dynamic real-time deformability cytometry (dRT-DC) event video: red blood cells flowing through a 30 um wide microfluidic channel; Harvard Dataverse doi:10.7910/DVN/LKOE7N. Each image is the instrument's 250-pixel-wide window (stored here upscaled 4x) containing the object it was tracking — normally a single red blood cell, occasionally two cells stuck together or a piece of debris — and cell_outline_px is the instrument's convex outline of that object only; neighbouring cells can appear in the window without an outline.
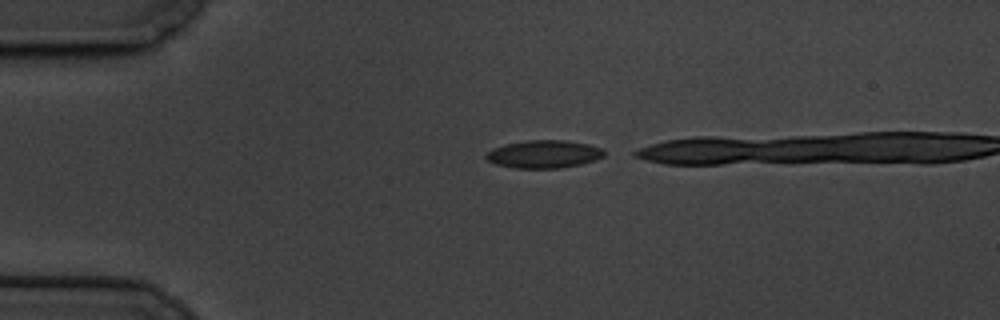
{"species": "common noctule bat (a hibernating species)", "species_latin": "Nyctalus noctula", "temperature_condition": "cold", "stored_images_in_passage": 10, "camera_frame_rate_fps": 3000, "um_per_image_px": 0.085, "animal": {"sex": "male", "body_mass_g": 19.5, "forearm_length_mm": 54.6}, "frame": {"image": 1, "passage_image": 1, "time_ms": 0.0, "image_size_px": [1000, 320], "cell_outline_px": [[604, 156], [596, 160], [580, 164], [560, 168], [512, 168], [496, 164], [488, 160], [484, 156], [484, 152], [492, 148], [504, 144], [524, 140], [564, 140], [588, 144], [600, 148], [604, 152]], "centroid_in_image_um": [46.17, 13.1], "position_along_channel_um": 38.8, "area_um2": 19.31}}
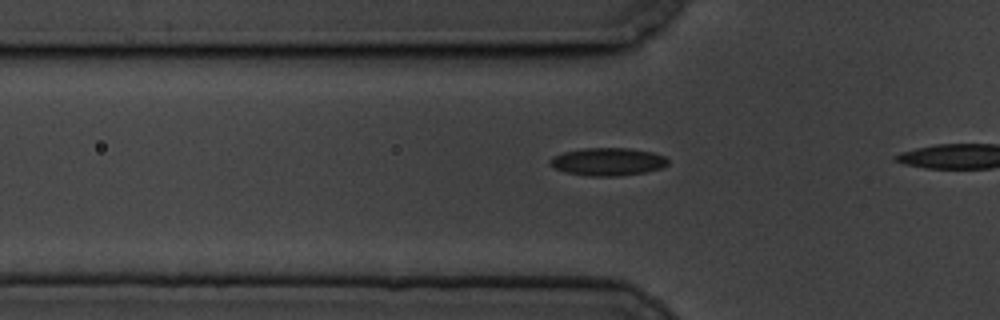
{"frame": {"image": 2, "passage_image": 7, "time_ms": 2.0, "image_size_px": [1000, 320], "cell_outline_px": [[668, 164], [664, 168], [644, 172], [620, 176], [588, 176], [568, 172], [556, 168], [548, 164], [548, 160], [552, 156], [564, 152], [584, 148], [628, 148], [652, 152], [664, 156], [668, 160]], "centroid_in_image_um": [51.67, 13.74], "position_along_channel_um": 74.1, "area_um2": 19.13}}